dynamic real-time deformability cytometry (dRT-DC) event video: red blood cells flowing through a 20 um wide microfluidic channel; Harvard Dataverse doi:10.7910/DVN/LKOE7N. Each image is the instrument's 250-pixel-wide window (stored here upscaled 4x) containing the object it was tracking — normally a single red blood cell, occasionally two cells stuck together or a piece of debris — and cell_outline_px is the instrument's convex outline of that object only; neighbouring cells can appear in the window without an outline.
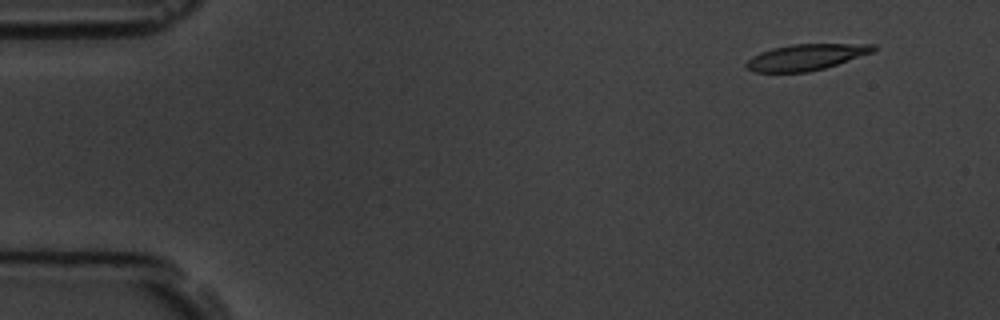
{"species": "common noctule bat (a hibernating species)", "species_latin": "Nyctalus noctula", "temperature_condition": "room temperature", "stored_images_in_passage": 5, "camera_frame_rate_fps": 3000, "um_per_image_px": 0.085, "animal": {"sex": "male", "body_mass_g": 19.5, "forearm_length_mm": 54.6}, "frame": {"image": 1, "passage_image": 2, "time_ms": 1.333, "image_size_px": [1000, 320], "cell_outline_px": [[876, 48], [872, 52], [824, 68], [808, 72], [756, 72], [744, 68], [744, 64], [752, 56], [760, 52], [772, 48], [792, 44], [876, 44]], "centroid_in_image_um": [68.45, 4.86], "position_along_channel_um": 16.6, "area_um2": 19.19}}
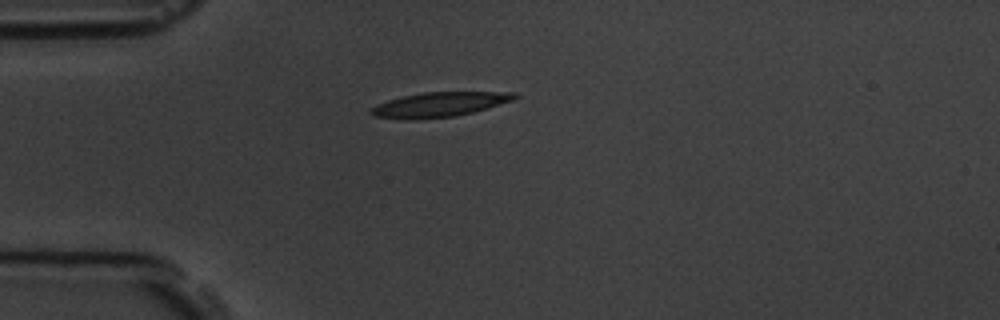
{"frame": {"image": 2, "passage_image": 5, "time_ms": 4.667, "image_size_px": [1000, 320], "cell_outline_px": [[520, 96], [512, 100], [488, 108], [456, 116], [416, 120], [404, 120], [372, 116], [368, 112], [368, 108], [376, 104], [400, 96], [424, 92], [516, 92]], "centroid_in_image_um": [37.27, 8.89], "position_along_channel_um": 47.7, "area_um2": 21.04}}